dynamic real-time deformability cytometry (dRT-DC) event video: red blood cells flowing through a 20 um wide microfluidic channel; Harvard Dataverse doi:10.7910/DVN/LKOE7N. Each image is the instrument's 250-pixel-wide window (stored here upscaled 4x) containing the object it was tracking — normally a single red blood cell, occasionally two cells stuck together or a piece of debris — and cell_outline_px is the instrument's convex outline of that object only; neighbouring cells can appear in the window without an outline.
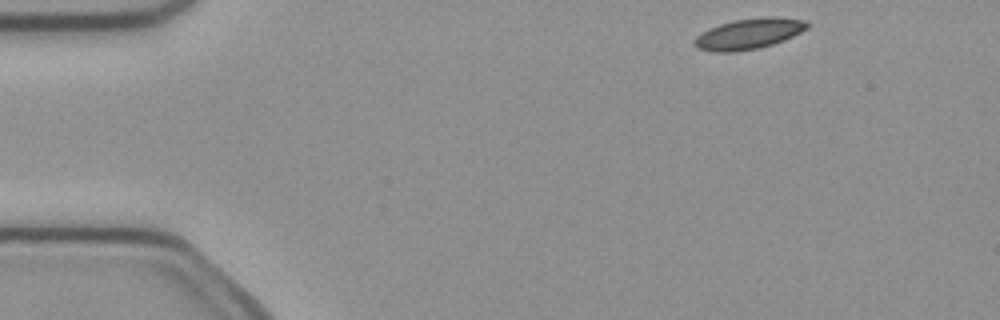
{"species": "common noctule bat (a hibernating species)", "species_latin": "Nyctalus noctula", "temperature_condition": "cold", "stored_images_in_passage": 3, "camera_frame_rate_fps": 3000, "um_per_image_px": 0.085, "animal": {"sex": "female", "body_mass_g": 21.9}, "frame": {"image": 1, "passage_image": 1, "time_ms": 0.0, "image_size_px": [1000, 320], "cell_outline_px": [[808, 28], [784, 40], [772, 44], [756, 48], [736, 52], [712, 52], [696, 48], [696, 36], [720, 24], [736, 20], [768, 16], [772, 16], [804, 20], [808, 24]], "centroid_in_image_um": [63.67, 2.88], "position_along_channel_um": 21.3, "area_um2": 19.71}}